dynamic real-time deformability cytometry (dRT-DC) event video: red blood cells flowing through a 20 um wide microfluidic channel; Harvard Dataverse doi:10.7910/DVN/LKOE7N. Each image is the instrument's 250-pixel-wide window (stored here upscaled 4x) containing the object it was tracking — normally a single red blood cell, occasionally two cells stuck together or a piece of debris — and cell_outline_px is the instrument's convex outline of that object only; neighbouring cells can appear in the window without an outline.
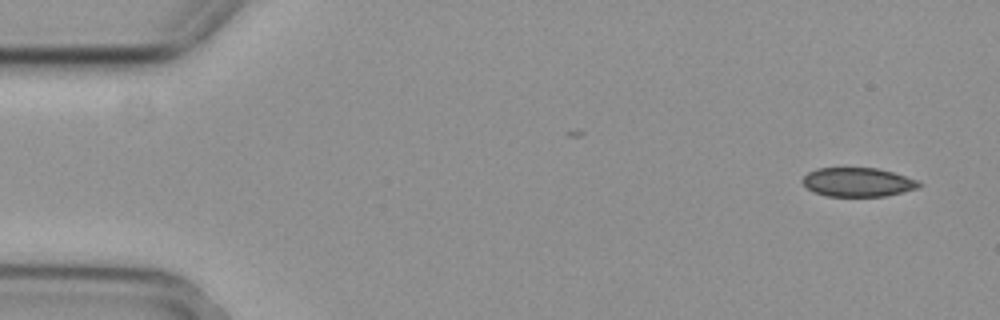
{"species": "common noctule bat (a hibernating species)", "species_latin": "Nyctalus noctula", "temperature_condition": "cold", "stored_images_in_passage": 4, "camera_frame_rate_fps": 3000, "um_per_image_px": 0.085, "animal": {"sex": "female", "body_mass_g": 29.2, "forearm_length_mm": 56.3}, "frame": {"image": 1, "passage_image": 1, "time_ms": 0.0, "image_size_px": [1000, 320], "cell_outline_px": [[924, 184], [920, 188], [884, 196], [828, 196], [812, 192], [800, 180], [808, 172], [816, 168], [876, 168], [892, 172], [916, 180]], "centroid_in_image_um": [72.9, 15.48], "position_along_channel_um": 12.1, "area_um2": 19.65}}